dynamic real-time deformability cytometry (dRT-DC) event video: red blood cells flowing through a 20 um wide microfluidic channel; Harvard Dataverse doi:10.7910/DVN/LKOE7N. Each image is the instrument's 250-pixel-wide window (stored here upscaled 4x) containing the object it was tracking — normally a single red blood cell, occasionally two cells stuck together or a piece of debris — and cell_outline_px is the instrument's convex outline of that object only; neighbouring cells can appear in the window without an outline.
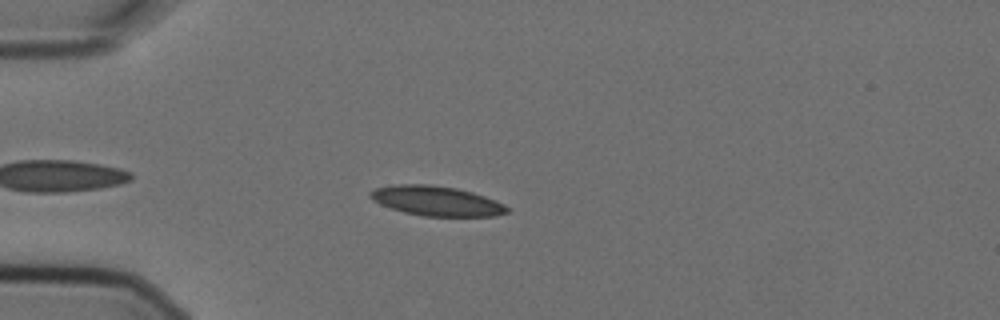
{"species": "Egyptian fruit bat (a non-hibernating species)", "species_latin": "Rousettus aegyptiacus", "temperature_condition": "cold", "stored_images_in_passage": 8, "camera_frame_rate_fps": 3000, "um_per_image_px": 0.085, "animal": {"sex": "female"}, "frame": {"image": 1, "passage_image": 5, "time_ms": 1.333, "image_size_px": [1000, 320], "cell_outline_px": [[508, 212], [496, 216], [424, 216], [404, 212], [380, 204], [372, 200], [368, 196], [368, 192], [376, 188], [392, 184], [428, 184], [456, 188], [472, 192], [496, 200], [504, 204], [508, 208]], "centroid_in_image_um": [37.07, 17.07], "position_along_channel_um": 47.9, "area_um2": 23.76}}
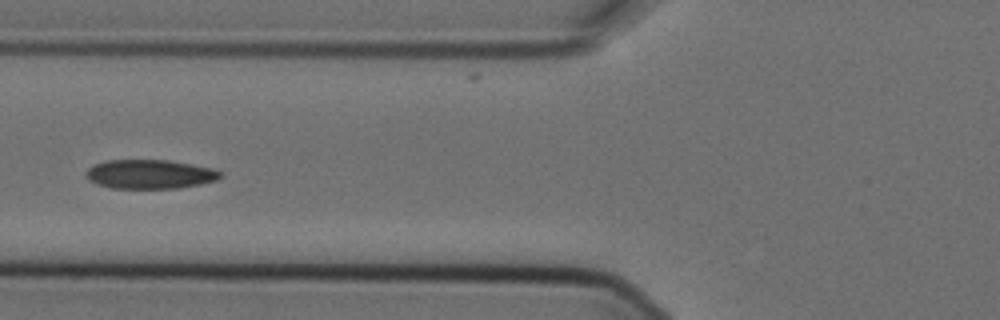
{"frame": {"image": 2, "passage_image": 7, "time_ms": 2.0, "image_size_px": [1000, 320], "cell_outline_px": [[224, 176], [216, 180], [200, 184], [176, 188], [112, 188], [88, 180], [84, 172], [92, 164], [104, 160], [168, 160], [192, 164], [212, 168], [224, 172]], "centroid_in_image_um": [12.74, 14.79], "position_along_channel_um": 113.1, "area_um2": 22.95}}